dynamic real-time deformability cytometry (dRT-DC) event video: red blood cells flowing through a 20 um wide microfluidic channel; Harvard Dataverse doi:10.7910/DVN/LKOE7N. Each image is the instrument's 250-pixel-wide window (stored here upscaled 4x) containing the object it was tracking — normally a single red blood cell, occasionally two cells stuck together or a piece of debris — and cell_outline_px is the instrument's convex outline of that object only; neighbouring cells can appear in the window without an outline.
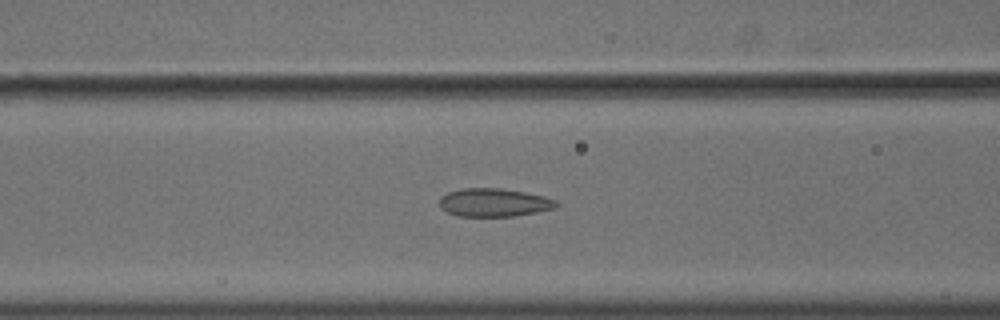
{"species": "common noctule bat (a hibernating species)", "species_latin": "Nyctalus noctula", "temperature_condition": "cold", "stored_images_in_passage": 56, "camera_frame_rate_fps": 3000, "um_per_image_px": 0.085, "animal": {"sex": "male", "body_mass_g": 18.8}, "frame": {"image": 1, "passage_image": 24, "time_ms": 7.667, "image_size_px": [1000, 320], "cell_outline_px": [[560, 204], [552, 208], [536, 212], [516, 216], [456, 216], [440, 208], [440, 196], [448, 192], [460, 188], [500, 188], [524, 192], [544, 196], [556, 200]], "centroid_in_image_um": [41.96, 17.21], "position_along_channel_um": 124.6, "area_um2": 19.25}}
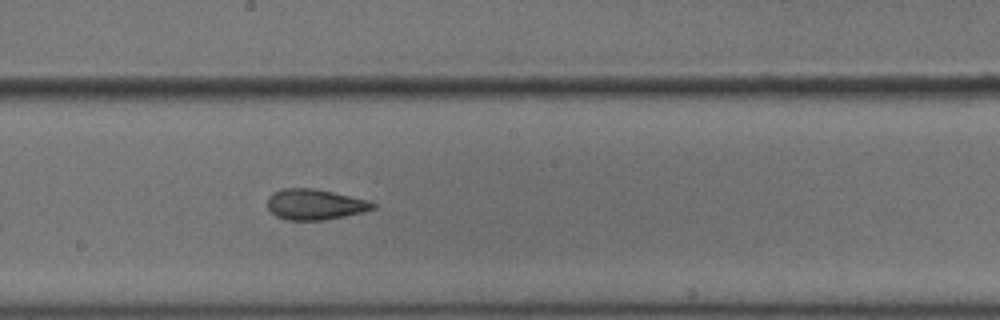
{"frame": {"image": 2, "passage_image": 32, "time_ms": 10.333, "image_size_px": [1000, 320], "cell_outline_px": [[376, 208], [344, 216], [324, 220], [288, 220], [276, 216], [268, 208], [268, 196], [272, 192], [284, 188], [312, 188], [332, 192], [368, 200], [376, 204]], "centroid_in_image_um": [26.74, 17.37], "position_along_channel_um": 221.5, "area_um2": 18.67}}
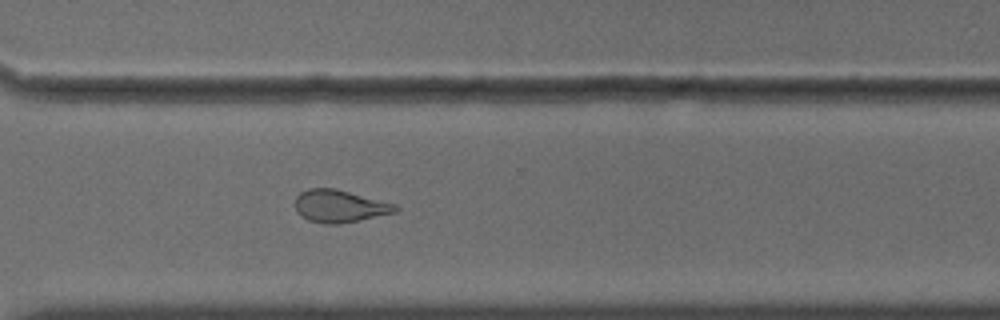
{"frame": {"image": 3, "passage_image": 42, "time_ms": 13.667, "image_size_px": [1000, 320], "cell_outline_px": [[400, 208], [396, 212], [360, 220], [340, 224], [324, 224], [308, 220], [300, 216], [296, 212], [296, 196], [300, 192], [308, 188], [336, 188], [396, 204]], "centroid_in_image_um": [28.86, 17.52], "position_along_channel_um": 341.7, "area_um2": 19.13}, "authors_computed_cell_mechanics": {"area_um2": 20.6924, "velocity_mm_per_s": 3.6211, "shape_relaxation_time_tau1_ms": 9.6227, "shape_relaxation_time_tau2_ms": 2.5723, "deformation_change_tau1": 0.162, "deformation_change_tau2": 0.074}}